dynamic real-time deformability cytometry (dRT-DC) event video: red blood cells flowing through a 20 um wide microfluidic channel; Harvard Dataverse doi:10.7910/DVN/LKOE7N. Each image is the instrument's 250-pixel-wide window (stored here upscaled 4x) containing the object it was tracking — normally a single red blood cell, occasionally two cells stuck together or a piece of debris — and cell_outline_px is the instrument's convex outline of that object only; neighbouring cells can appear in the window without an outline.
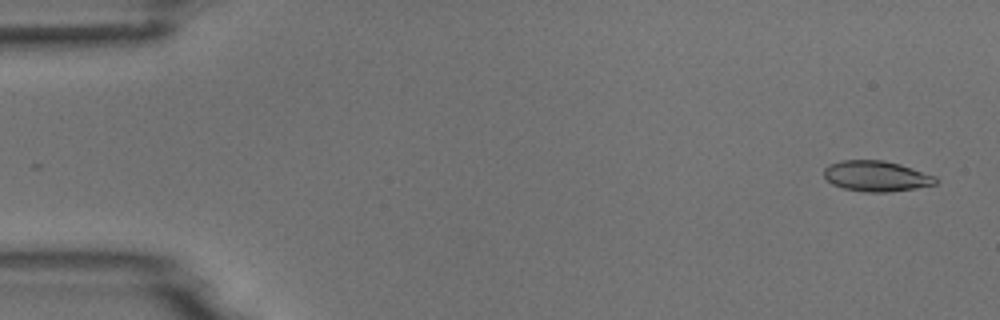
{"species": "common noctule bat (a hibernating species)", "species_latin": "Nyctalus noctula", "temperature_condition": "room temperature", "stored_images_in_passage": 5, "camera_frame_rate_fps": 3000, "um_per_image_px": 0.085, "animal": {"sex": "male", "body_mass_g": 18.8}, "frame": {"image": 1, "passage_image": 1, "time_ms": 0.0, "image_size_px": [1000, 320], "cell_outline_px": [[940, 180], [936, 184], [916, 188], [888, 192], [864, 192], [844, 188], [832, 184], [824, 176], [824, 168], [828, 164], [840, 160], [884, 160], [900, 164], [936, 176]], "centroid_in_image_um": [74.5, 14.96], "position_along_channel_um": 10.5, "area_um2": 20.06}}
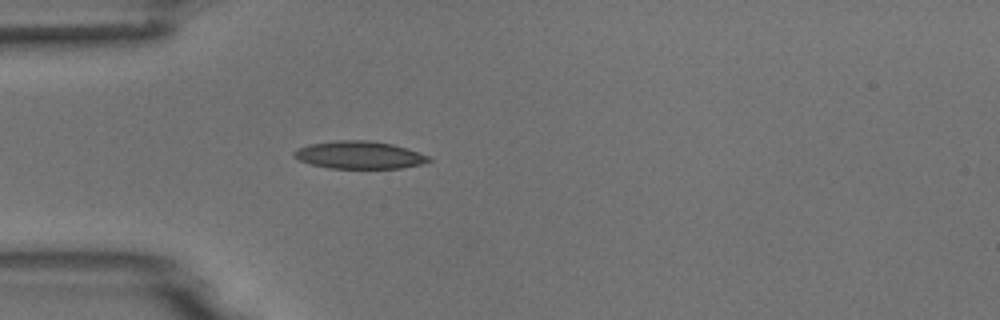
{"frame": {"image": 2, "passage_image": 5, "time_ms": 4.333, "image_size_px": [1000, 320], "cell_outline_px": [[432, 160], [420, 164], [400, 168], [328, 168], [312, 164], [300, 160], [292, 156], [292, 152], [308, 144], [336, 140], [368, 140], [392, 144], [408, 148], [428, 156]], "centroid_in_image_um": [30.52, 13.16], "position_along_channel_um": 54.5, "area_um2": 21.56}}